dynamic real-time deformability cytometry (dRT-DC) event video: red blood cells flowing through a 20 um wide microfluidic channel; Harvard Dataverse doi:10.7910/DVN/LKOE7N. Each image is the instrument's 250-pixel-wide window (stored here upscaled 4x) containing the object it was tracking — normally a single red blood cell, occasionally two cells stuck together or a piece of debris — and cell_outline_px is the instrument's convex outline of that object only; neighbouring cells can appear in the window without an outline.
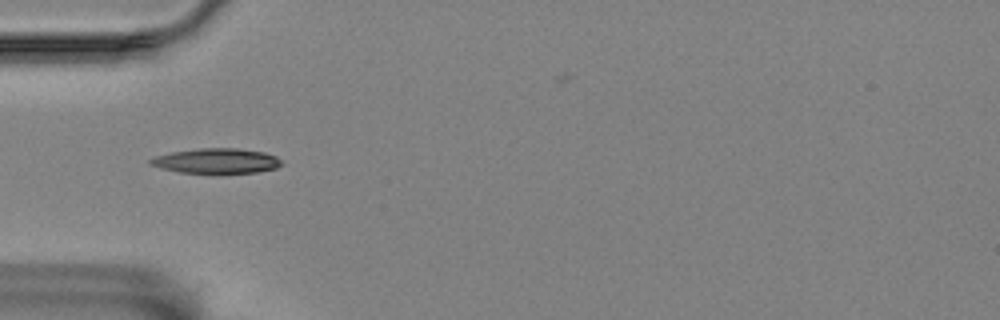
{"species": "Egyptian fruit bat (a non-hibernating species)", "species_latin": "Rousettus aegyptiacus", "temperature_condition": "room temperature", "stored_images_in_passage": 39, "camera_frame_rate_fps": 3000, "um_per_image_px": 0.085, "animal": {"sex": "female"}, "frame": {"image": 1, "passage_image": 5, "time_ms": 1.333, "image_size_px": [1000, 320], "cell_outline_px": [[284, 164], [276, 168], [256, 172], [180, 172], [160, 168], [148, 164], [148, 160], [156, 156], [172, 152], [200, 148], [236, 148], [264, 152], [276, 156]], "centroid_in_image_um": [18.4, 13.66], "position_along_channel_um": 66.6, "area_um2": 18.84}}
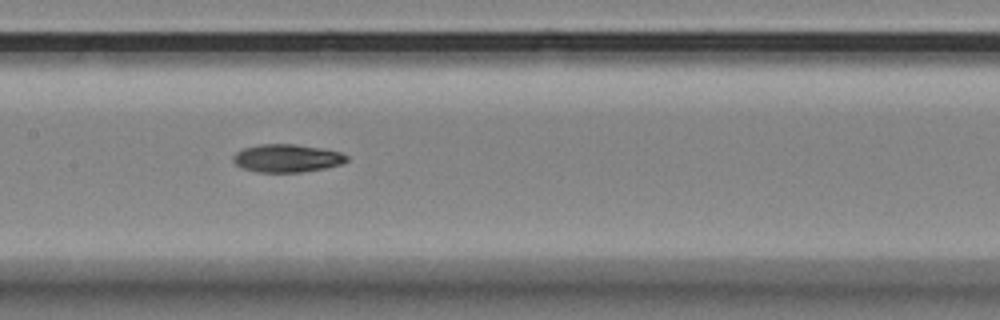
{"frame": {"image": 2, "passage_image": 15, "time_ms": 4.667, "image_size_px": [1000, 320], "cell_outline_px": [[348, 160], [340, 164], [324, 168], [300, 172], [256, 172], [240, 168], [232, 160], [232, 156], [236, 152], [244, 148], [260, 144], [296, 144], [320, 148], [340, 152], [348, 156]], "centroid_in_image_um": [24.35, 13.45], "position_along_channel_um": 183.1, "area_um2": 18.5}}
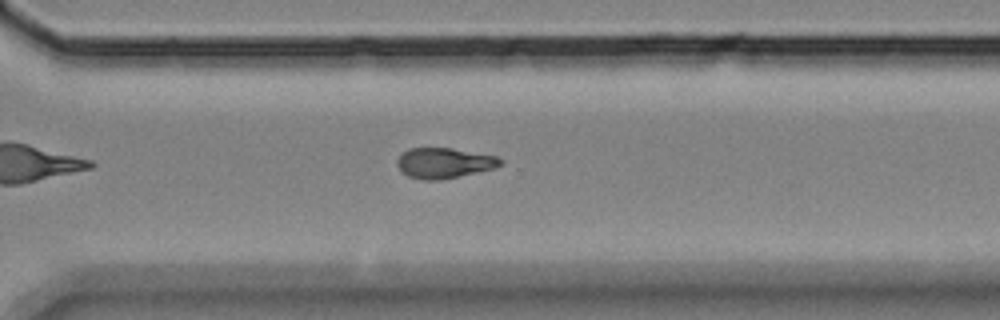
{"frame": {"image": 3, "passage_image": 28, "time_ms": 9.0, "image_size_px": [1000, 320], "cell_outline_px": [[504, 164], [496, 168], [440, 180], [424, 180], [408, 176], [396, 164], [396, 160], [408, 148], [452, 148], [496, 156], [504, 160]], "centroid_in_image_um": [37.79, 13.85], "position_along_channel_um": 332.8, "area_um2": 18.26}, "authors_computed_cell_mechanics": {"area_um2": 18.496, "velocity_mm_per_s": 3.473, "shape_relaxation_time_tau1_ms": 3.8463, "shape_relaxation_time_tau2_ms": null, "deformation_change_tau1": 0.138, "deformation_change_tau2": null}}